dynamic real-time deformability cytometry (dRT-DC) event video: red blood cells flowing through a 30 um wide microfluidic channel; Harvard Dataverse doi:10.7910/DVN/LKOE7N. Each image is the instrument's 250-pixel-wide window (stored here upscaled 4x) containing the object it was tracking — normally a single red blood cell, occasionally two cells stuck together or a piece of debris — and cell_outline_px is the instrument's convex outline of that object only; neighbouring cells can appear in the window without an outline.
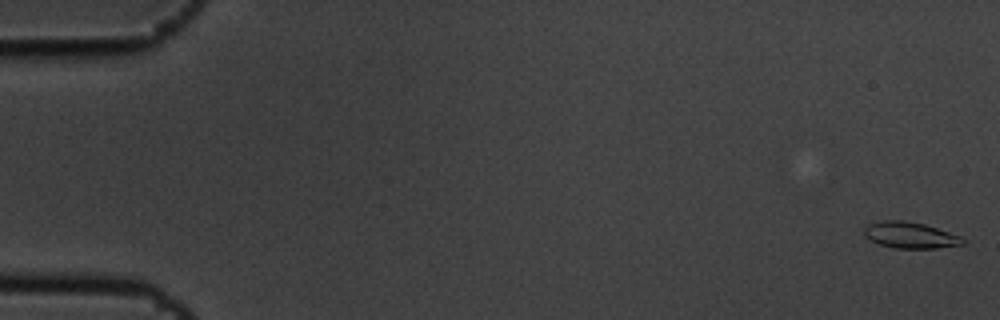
{"species": "common noctule bat (a hibernating species)", "species_latin": "Nyctalus noctula", "temperature_condition": "cold", "stored_images_in_passage": 6, "camera_frame_rate_fps": 3000, "um_per_image_px": 0.085, "animal": {"sex": "male", "body_mass_g": 19.5, "forearm_length_mm": 54.6}, "frame": {"image": 1, "passage_image": 1, "time_ms": 0.0, "image_size_px": [1000, 320], "cell_outline_px": [[964, 244], [936, 248], [892, 248], [880, 244], [864, 236], [864, 228], [868, 224], [884, 220], [904, 220], [924, 224], [960, 236], [964, 240]], "centroid_in_image_um": [77.34, 19.98], "position_along_channel_um": 7.7, "area_um2": 14.91}}
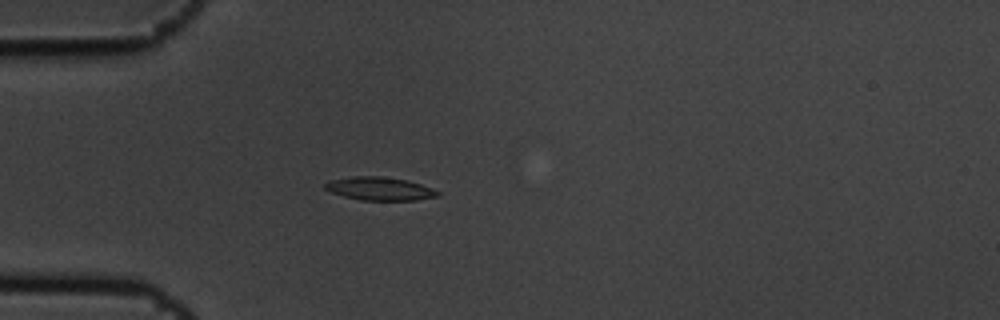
{"frame": {"image": 2, "passage_image": 5, "time_ms": 1.333, "image_size_px": [1000, 320], "cell_outline_px": [[440, 196], [416, 200], [360, 200], [344, 196], [332, 192], [324, 188], [324, 184], [332, 180], [352, 176], [384, 176], [408, 180], [432, 188], [440, 192]], "centroid_in_image_um": [32.31, 16.03], "position_along_channel_um": 52.7, "area_um2": 15.26}}